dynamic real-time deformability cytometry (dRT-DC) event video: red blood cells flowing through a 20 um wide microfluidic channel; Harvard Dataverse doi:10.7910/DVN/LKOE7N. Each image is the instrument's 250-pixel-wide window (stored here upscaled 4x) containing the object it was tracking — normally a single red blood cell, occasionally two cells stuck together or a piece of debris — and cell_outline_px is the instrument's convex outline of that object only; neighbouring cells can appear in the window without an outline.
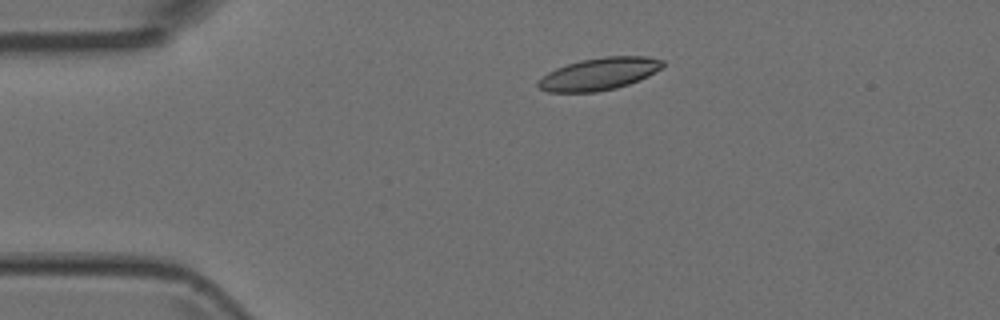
{"species": "Egyptian fruit bat (a non-hibernating species)", "species_latin": "Rousettus aegyptiacus", "temperature_condition": "room temperature", "stored_images_in_passage": 4, "camera_frame_rate_fps": 3000, "um_per_image_px": 0.085, "animal": {"sex": "female"}, "frame": {"image": 1, "passage_image": 3, "time_ms": 0.667, "image_size_px": [1000, 320], "cell_outline_px": [[664, 64], [660, 68], [648, 76], [640, 80], [616, 88], [596, 92], [548, 92], [540, 88], [536, 84], [548, 72], [556, 68], [580, 60], [604, 56], [648, 56], [664, 60]], "centroid_in_image_um": [50.94, 6.27], "position_along_channel_um": 34.1, "area_um2": 23.35}}